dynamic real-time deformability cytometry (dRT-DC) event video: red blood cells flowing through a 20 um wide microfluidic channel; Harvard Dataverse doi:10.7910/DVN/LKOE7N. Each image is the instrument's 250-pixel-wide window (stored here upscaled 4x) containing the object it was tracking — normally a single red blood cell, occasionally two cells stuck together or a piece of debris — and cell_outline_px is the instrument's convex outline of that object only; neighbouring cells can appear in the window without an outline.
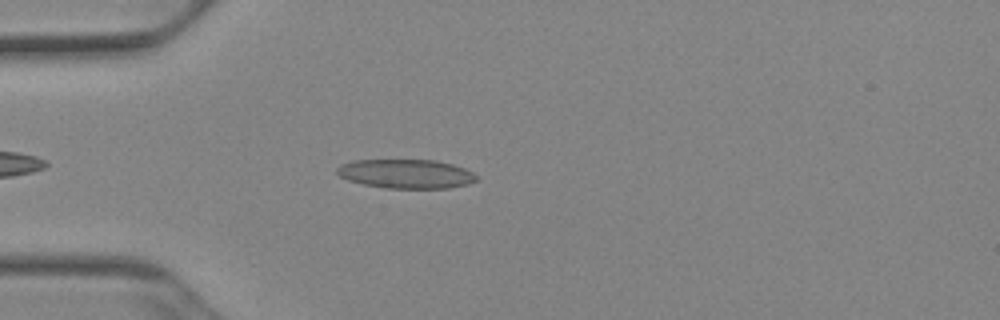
{"species": "Egyptian fruit bat (a non-hibernating species)", "species_latin": "Rousettus aegyptiacus", "temperature_condition": "cold", "stored_images_in_passage": 37, "camera_frame_rate_fps": 3000, "um_per_image_px": 0.085, "animal": {"sex": "female"}, "frame": {"image": 1, "passage_image": 6, "time_ms": 1.667, "image_size_px": [1000, 320], "cell_outline_px": [[476, 180], [468, 184], [448, 188], [388, 188], [364, 184], [348, 180], [340, 176], [336, 172], [336, 168], [340, 164], [352, 160], [436, 160], [452, 164], [464, 168], [472, 172], [476, 176]], "centroid_in_image_um": [34.49, 14.77], "position_along_channel_um": 50.5, "area_um2": 23.58}}
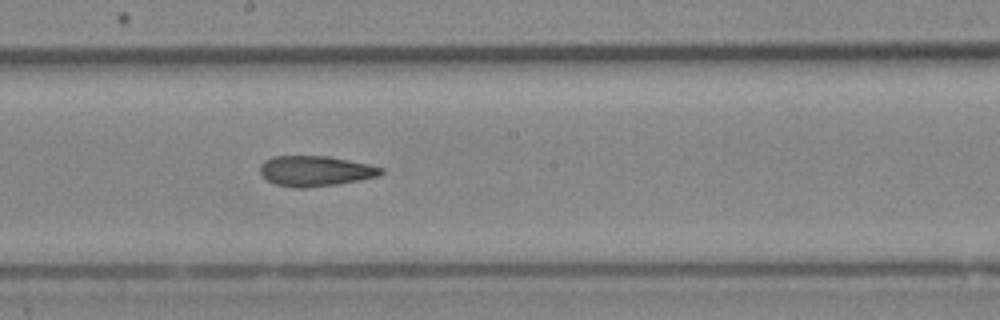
{"frame": {"image": 2, "passage_image": 20, "time_ms": 6.333, "image_size_px": [1000, 320], "cell_outline_px": [[384, 172], [380, 176], [360, 180], [336, 184], [304, 188], [292, 188], [276, 184], [268, 180], [260, 172], [260, 164], [264, 160], [272, 156], [328, 156], [368, 164], [384, 168]], "centroid_in_image_um": [26.81, 14.53], "position_along_channel_um": 221.4, "area_um2": 21.44}}
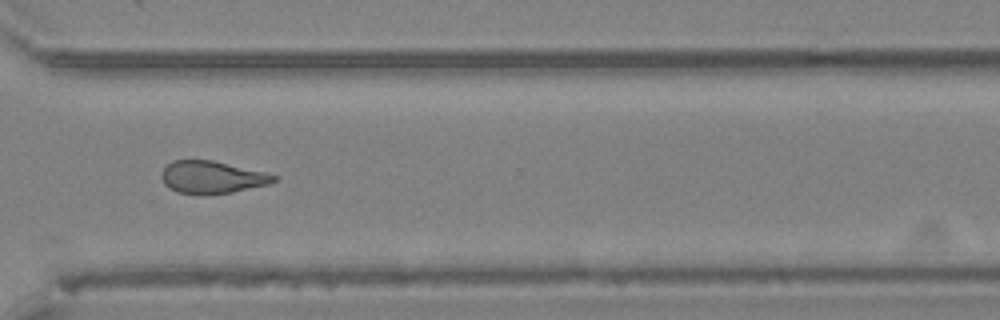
{"frame": {"image": 3, "passage_image": 30, "time_ms": 9.667, "image_size_px": [1000, 320], "cell_outline_px": [[280, 176], [276, 180], [268, 184], [232, 192], [204, 196], [200, 196], [176, 192], [168, 188], [164, 184], [160, 176], [160, 172], [172, 160], [212, 160], [264, 172]], "centroid_in_image_um": [17.97, 15.09], "position_along_channel_um": 352.6, "area_um2": 21.56}, "authors_computed_cell_mechanics": {"area_um2": 22.1952, "velocity_mm_per_s": 3.9308, "shape_relaxation_time_tau1_ms": null, "shape_relaxation_time_tau2_ms": 3.5817, "deformation_change_tau1": null, "deformation_change_tau2": 0.11}}